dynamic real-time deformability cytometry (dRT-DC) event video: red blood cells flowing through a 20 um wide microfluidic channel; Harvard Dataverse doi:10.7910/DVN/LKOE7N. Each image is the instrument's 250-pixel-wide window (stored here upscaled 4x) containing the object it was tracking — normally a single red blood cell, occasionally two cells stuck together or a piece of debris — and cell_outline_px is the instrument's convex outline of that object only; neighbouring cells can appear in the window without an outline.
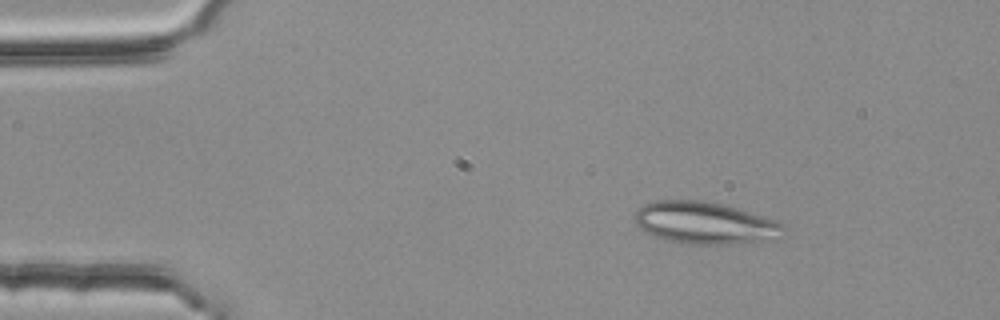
{"species": "common noctule bat (a hibernating species)", "species_latin": "Nyctalus noctula", "temperature_condition": "room temperature", "stored_images_in_passage": 3, "camera_frame_rate_fps": 3000, "um_per_image_px": 0.085, "animal": {"sex": "female", "body_mass_g": 25.1}, "frame": {"image": 1, "passage_image": 1, "time_ms": 0.0, "image_size_px": [1000, 320], "cell_outline_px": [[784, 228], [764, 240], [728, 244], [688, 244], [664, 240], [644, 232], [636, 224], [632, 216], [644, 204], [656, 200], [696, 200], [720, 204], [736, 208], [780, 220], [784, 224]], "centroid_in_image_um": [59.81, 18.94], "position_along_channel_um": 25.2, "area_um2": 36.07}}